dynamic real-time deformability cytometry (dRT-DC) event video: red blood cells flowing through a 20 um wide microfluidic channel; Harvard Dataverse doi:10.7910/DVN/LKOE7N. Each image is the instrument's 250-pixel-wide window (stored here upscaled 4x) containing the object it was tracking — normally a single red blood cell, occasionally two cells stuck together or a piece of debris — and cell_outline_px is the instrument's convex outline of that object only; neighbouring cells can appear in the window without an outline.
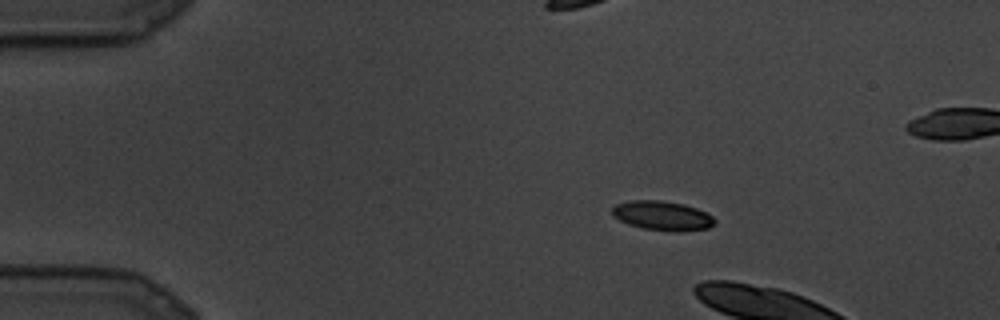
{"species": "common noctule bat (a hibernating species)", "species_latin": "Nyctalus noctula", "temperature_condition": "cold", "stored_images_in_passage": 3, "camera_frame_rate_fps": 3000, "um_per_image_px": 0.085, "animal": {"sex": "male", "body_mass_g": 19.5, "forearm_length_mm": 54.6}, "frame": {"image": 1, "passage_image": 1, "time_ms": 0.0, "image_size_px": [1000, 320], "cell_outline_px": [[716, 224], [708, 228], [680, 232], [672, 232], [644, 228], [628, 224], [612, 216], [612, 208], [616, 204], [632, 200], [660, 200], [684, 204], [708, 212], [716, 220]], "centroid_in_image_um": [56.34, 18.34], "position_along_channel_um": 28.7, "area_um2": 17.74}}